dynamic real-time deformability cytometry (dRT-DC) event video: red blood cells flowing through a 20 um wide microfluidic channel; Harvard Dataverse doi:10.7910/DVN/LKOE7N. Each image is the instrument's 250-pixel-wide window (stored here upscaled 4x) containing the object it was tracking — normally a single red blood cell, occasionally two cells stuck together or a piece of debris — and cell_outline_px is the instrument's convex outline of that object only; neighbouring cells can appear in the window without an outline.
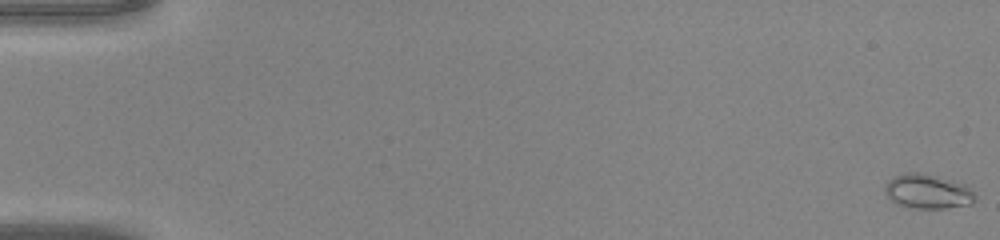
{"species": "common noctule bat (a hibernating species)", "species_latin": "Nyctalus noctula", "temperature_condition": "warm", "stored_images_in_passage": 49, "camera_frame_rate_fps": 3000, "um_per_image_px": 0.085, "animal": {"sex": "male", "body_mass_g": 20.0, "forearm_length_mm": 53.3}, "frame": {"image": 1, "passage_image": 1, "time_ms": 0.0, "image_size_px": [1000, 240], "cell_outline_px": [[976, 200], [972, 204], [944, 208], [912, 208], [896, 204], [884, 192], [884, 184], [892, 176], [908, 172], [916, 172], [952, 180], [968, 184], [976, 196]], "centroid_in_image_um": [78.86, 16.27], "position_along_channel_um": 6.1, "area_um2": 18.32}}
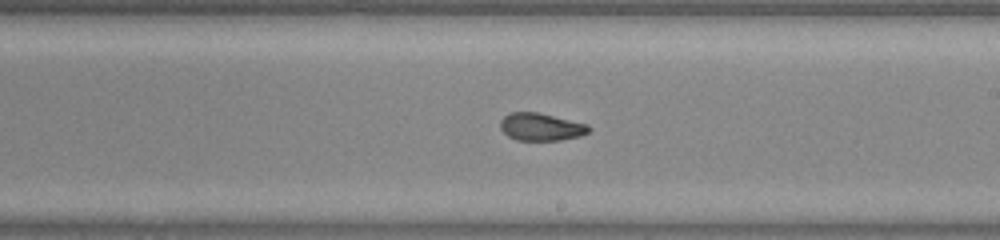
{"frame": {"image": 2, "passage_image": 29, "time_ms": 9.333, "image_size_px": [1000, 240], "cell_outline_px": [[592, 128], [588, 132], [580, 136], [560, 140], [516, 140], [508, 136], [500, 128], [500, 120], [508, 112], [536, 112], [588, 124]], "centroid_in_image_um": [45.97, 10.78], "position_along_channel_um": 243.0, "area_um2": 14.22}}
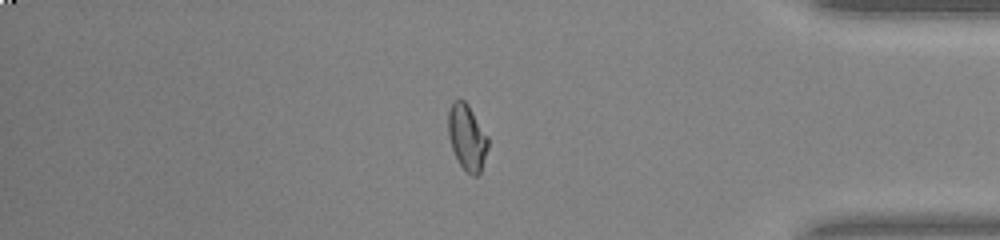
{"frame": {"image": 3, "passage_image": 41, "time_ms": 13.333, "image_size_px": [1000, 240], "cell_outline_px": [[488, 148], [480, 172], [476, 176], [472, 176], [460, 164], [452, 148], [448, 136], [448, 112], [452, 100], [464, 100], [468, 104], [488, 136]], "centroid_in_image_um": [39.69, 11.64], "position_along_channel_um": 395.5, "area_um2": 15.2}}